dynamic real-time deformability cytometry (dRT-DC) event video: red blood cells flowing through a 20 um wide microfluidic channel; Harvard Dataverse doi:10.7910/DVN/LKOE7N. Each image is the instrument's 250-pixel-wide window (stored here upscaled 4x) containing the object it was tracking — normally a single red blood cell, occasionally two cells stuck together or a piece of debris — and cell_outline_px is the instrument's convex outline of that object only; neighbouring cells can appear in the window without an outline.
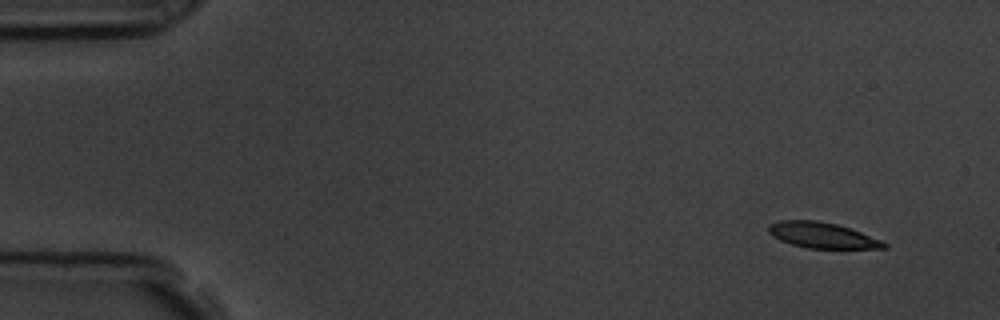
{"species": "common noctule bat (a hibernating species)", "species_latin": "Nyctalus noctula", "temperature_condition": "room temperature", "stored_images_in_passage": 54, "camera_frame_rate_fps": 3000, "um_per_image_px": 0.085, "animal": {"sex": "male", "body_mass_g": 19.5, "forearm_length_mm": 54.6}, "frame": {"image": 1, "passage_image": 1, "time_ms": 0.0, "image_size_px": [1000, 320], "cell_outline_px": [[888, 248], [808, 248], [792, 244], [780, 240], [772, 236], [768, 232], [768, 224], [780, 220], [816, 220], [836, 224], [860, 232], [880, 240], [888, 244]], "centroid_in_image_um": [69.84, 19.99], "position_along_channel_um": 15.2, "area_um2": 17.11}}
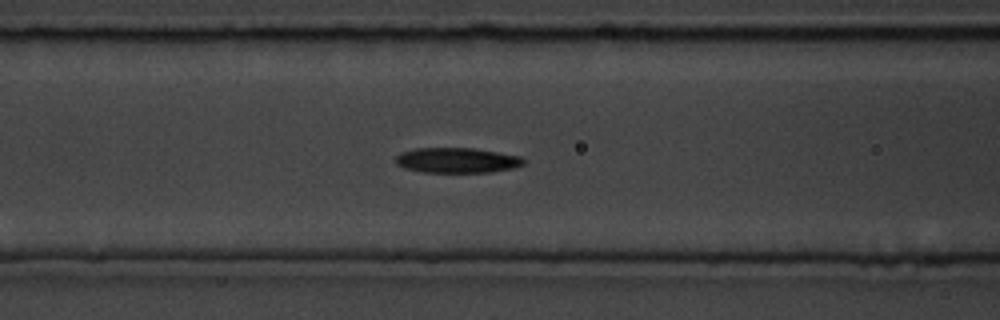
{"frame": {"image": 2, "passage_image": 20, "time_ms": 6.333, "image_size_px": [1000, 320], "cell_outline_px": [[524, 164], [512, 168], [492, 172], [424, 172], [404, 168], [396, 164], [396, 156], [400, 152], [416, 148], [472, 148], [520, 156], [524, 160]], "centroid_in_image_um": [38.81, 13.62], "position_along_channel_um": 127.8, "area_um2": 18.67}}
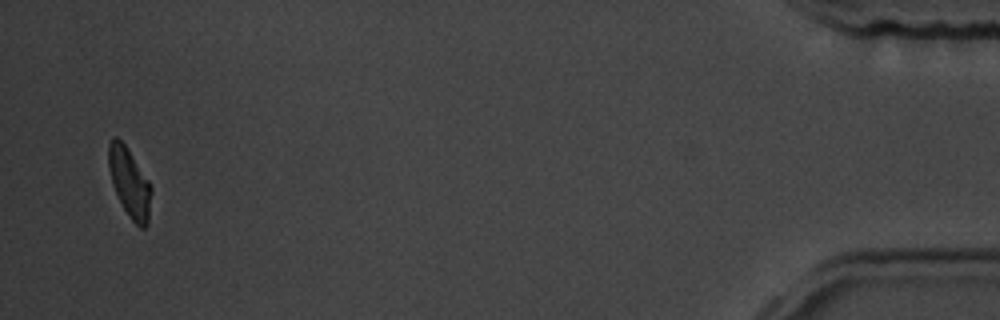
{"frame": {"image": 3, "passage_image": 52, "time_ms": 17.0, "image_size_px": [1000, 320], "cell_outline_px": [[152, 192], [148, 224], [144, 228], [140, 228], [132, 220], [124, 208], [112, 184], [108, 168], [108, 144], [116, 136], [124, 144], [148, 180], [152, 188]], "centroid_in_image_um": [11.01, 15.55], "position_along_channel_um": 424.2, "area_um2": 16.94}, "authors_computed_cell_mechanics": {"area_um2": 18.6405, "velocity_mm_per_s": 3.5754, "shape_relaxation_time_tau1_ms": 3.7778, "shape_relaxation_time_tau2_ms": 3.0908, "deformation_change_tau1": 0.1323, "deformation_change_tau2": 0.0923}}